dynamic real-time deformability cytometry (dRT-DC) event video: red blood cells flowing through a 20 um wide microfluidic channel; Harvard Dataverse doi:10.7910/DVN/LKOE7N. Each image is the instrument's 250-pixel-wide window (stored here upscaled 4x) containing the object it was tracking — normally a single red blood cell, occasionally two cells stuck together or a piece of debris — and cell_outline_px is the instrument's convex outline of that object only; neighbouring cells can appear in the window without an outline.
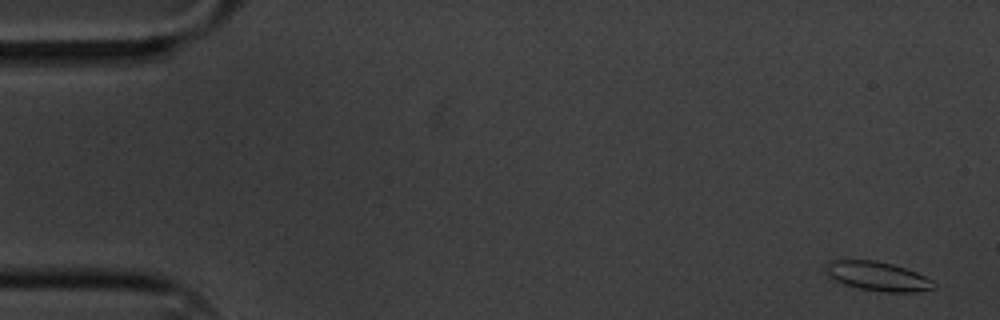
{"species": "common noctule bat (a hibernating species)", "species_latin": "Nyctalus noctula", "temperature_condition": "cold", "stored_images_in_passage": 61, "camera_frame_rate_fps": 3000, "um_per_image_px": 0.085, "animal": {"sex": "male", "body_mass_g": 20.1, "forearm_length_mm": 53.5}, "frame": {"image": 1, "passage_image": 3, "time_ms": 0.667, "image_size_px": [1000, 320], "cell_outline_px": [[936, 288], [916, 292], [884, 292], [860, 288], [844, 284], [828, 276], [824, 268], [824, 264], [828, 260], [876, 260], [892, 264], [916, 272], [932, 280], [936, 284]], "centroid_in_image_um": [74.58, 23.47], "position_along_channel_um": 10.4, "area_um2": 18.44}}
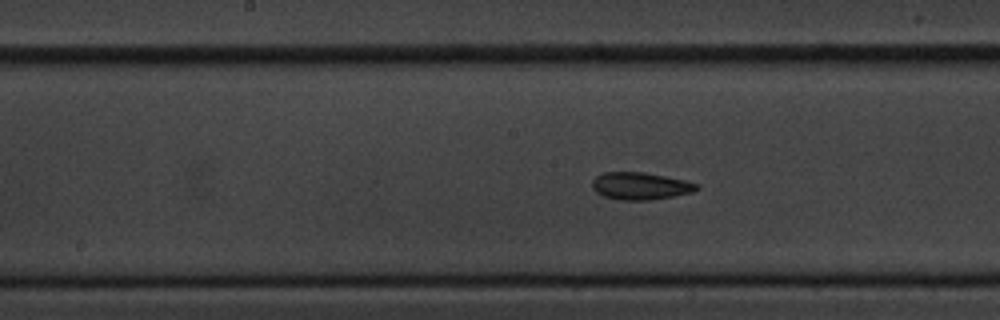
{"frame": {"image": 2, "passage_image": 31, "time_ms": 10.0, "image_size_px": [1000, 320], "cell_outline_px": [[700, 188], [692, 192], [672, 196], [648, 200], [620, 200], [604, 196], [596, 192], [592, 188], [592, 180], [596, 176], [604, 172], [644, 172], [684, 180], [700, 184]], "centroid_in_image_um": [54.42, 15.8], "position_along_channel_um": 193.8, "area_um2": 16.59}}
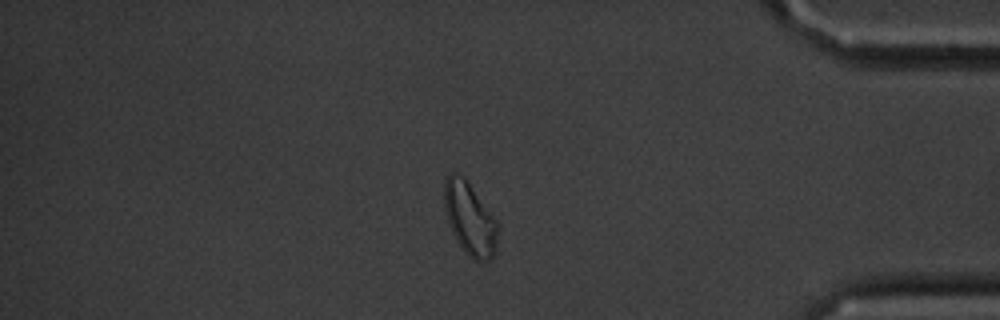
{"frame": {"image": 3, "passage_image": 52, "time_ms": 17.0, "image_size_px": [1000, 320], "cell_outline_px": [[496, 252], [488, 260], [472, 260], [468, 256], [456, 240], [448, 220], [444, 208], [444, 180], [452, 172], [456, 172], [464, 176], [496, 220]], "centroid_in_image_um": [39.9, 18.57], "position_along_channel_um": 395.3, "area_um2": 22.31}, "authors_computed_cell_mechanics": {"area_um2": 17.5134, "velocity_mm_per_s": 3.3055, "shape_relaxation_time_tau1_ms": 5.836, "shape_relaxation_time_tau2_ms": 3.0426, "deformation_change_tau1": 0.1036, "deformation_change_tau2": 0.0694}}